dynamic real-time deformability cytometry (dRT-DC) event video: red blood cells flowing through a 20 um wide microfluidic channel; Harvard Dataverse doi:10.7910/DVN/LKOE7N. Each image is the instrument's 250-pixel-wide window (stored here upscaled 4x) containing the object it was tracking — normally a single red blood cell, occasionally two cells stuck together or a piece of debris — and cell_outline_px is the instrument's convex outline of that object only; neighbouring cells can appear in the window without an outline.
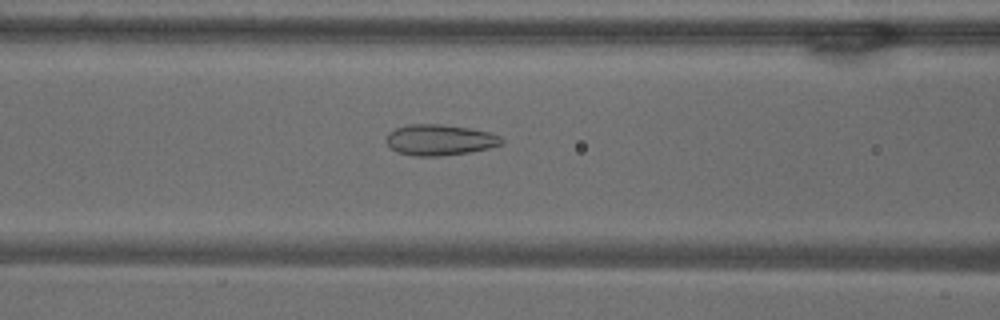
{"species": "common noctule bat (a hibernating species)", "species_latin": "Nyctalus noctula", "temperature_condition": "warm", "stored_images_in_passage": 54, "camera_frame_rate_fps": 3000, "um_per_image_px": 0.085, "animal": {"sex": "male", "body_mass_g": 18.8}, "frame": {"image": 1, "passage_image": 22, "time_ms": 7.0, "image_size_px": [1000, 320], "cell_outline_px": [[504, 144], [472, 152], [440, 156], [416, 156], [396, 152], [384, 140], [388, 132], [396, 128], [408, 124], [440, 124], [468, 128], [488, 132], [500, 136], [504, 140]], "centroid_in_image_um": [37.36, 11.9], "position_along_channel_um": 129.2, "area_um2": 20.87}}
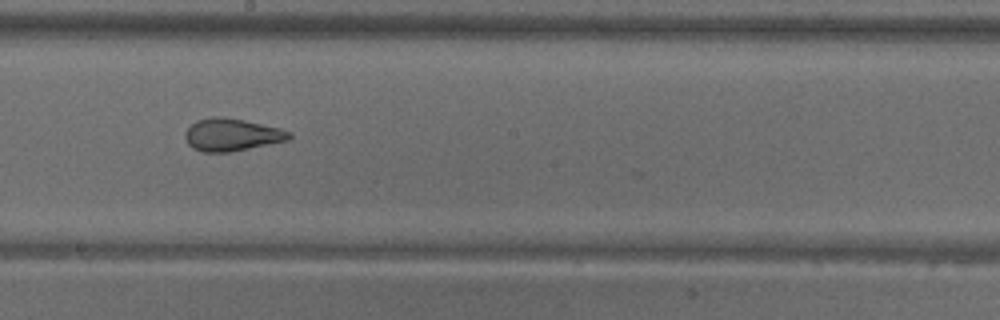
{"frame": {"image": 2, "passage_image": 30, "time_ms": 9.667, "image_size_px": [1000, 320], "cell_outline_px": [[292, 136], [288, 140], [228, 152], [204, 152], [192, 148], [188, 144], [184, 136], [184, 132], [196, 120], [212, 116], [220, 116], [244, 120], [280, 128], [292, 132]], "centroid_in_image_um": [19.68, 11.44], "position_along_channel_um": 228.5, "area_um2": 19.65}}
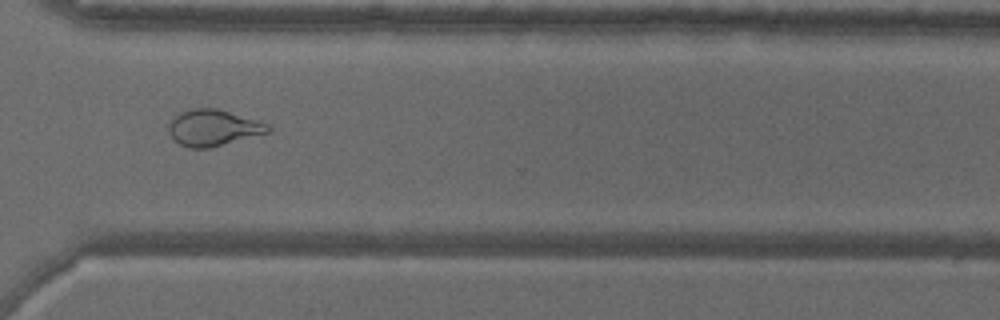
{"frame": {"image": 3, "passage_image": 40, "time_ms": 13.0, "image_size_px": [1000, 320], "cell_outline_px": [[272, 132], [208, 148], [188, 148], [180, 144], [172, 136], [168, 128], [168, 120], [176, 112], [192, 108], [220, 108], [268, 124], [272, 128]], "centroid_in_image_um": [18.11, 10.84], "position_along_channel_um": 352.5, "area_um2": 21.33}, "authors_computed_cell_mechanics": {"area_um2": 23.4668, "velocity_mm_per_s": 3.7322, "shape_relaxation_time_tau1_ms": null, "shape_relaxation_time_tau2_ms": 1.1975, "deformation_change_tau1": null, "deformation_change_tau2": 0.0955}}